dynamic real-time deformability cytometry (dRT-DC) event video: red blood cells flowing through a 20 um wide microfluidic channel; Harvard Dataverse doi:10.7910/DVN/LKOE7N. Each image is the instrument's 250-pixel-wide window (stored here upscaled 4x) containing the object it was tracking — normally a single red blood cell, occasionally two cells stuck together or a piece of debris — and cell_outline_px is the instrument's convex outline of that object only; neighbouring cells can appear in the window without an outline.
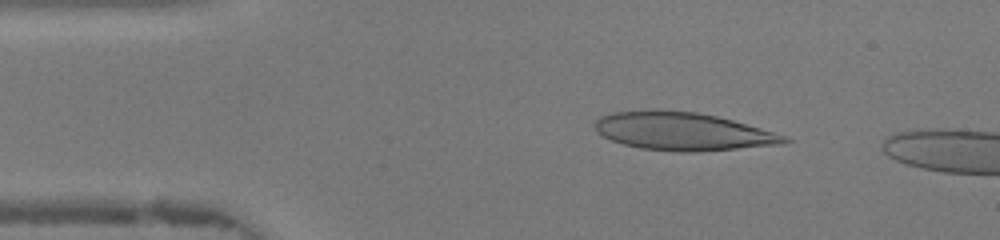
{"species": "human", "species_latin": "Homo sapiens", "temperature_condition": "warm", "stored_images_in_passage": 40, "camera_frame_rate_fps": 3000, "um_per_image_px": 0.085, "donor": {"sex": "female"}, "frame": {"image": 1, "passage_image": 4, "time_ms": 1.0, "image_size_px": [1000, 240], "cell_outline_px": [[792, 140], [780, 144], [696, 152], [680, 152], [640, 148], [624, 144], [612, 140], [596, 132], [596, 120], [600, 116], [612, 112], [696, 112], [716, 116], [732, 120], [760, 128], [784, 136]], "centroid_in_image_um": [58.03, 11.2], "position_along_channel_um": 27.0, "area_um2": 40.63}}
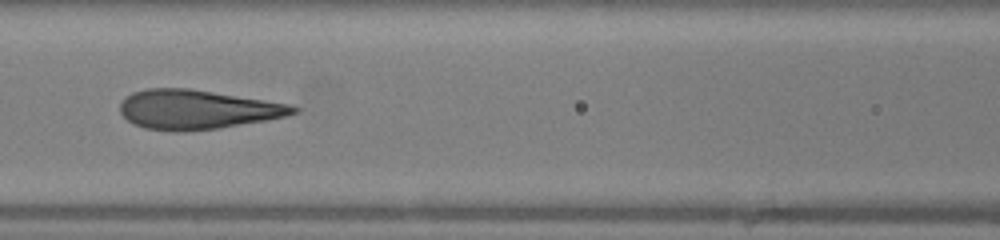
{"frame": {"image": 2, "passage_image": 16, "time_ms": 5.0, "image_size_px": [1000, 240], "cell_outline_px": [[300, 108], [296, 112], [284, 116], [268, 120], [216, 128], [180, 132], [144, 128], [128, 120], [120, 112], [120, 104], [132, 92], [144, 88], [188, 88], [288, 104]], "centroid_in_image_um": [16.72, 9.3], "position_along_channel_um": 149.9, "area_um2": 39.13}}
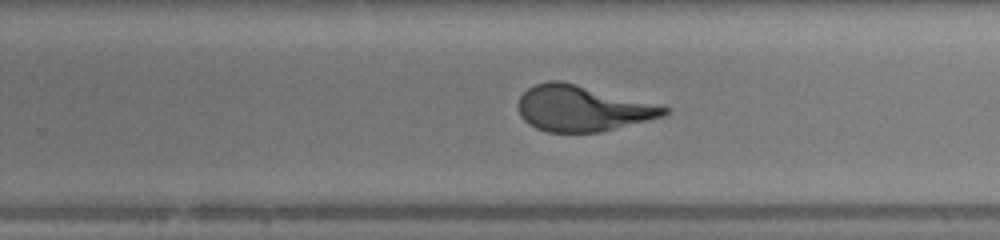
{"frame": {"image": 3, "passage_image": 25, "time_ms": 8.0, "image_size_px": [1000, 240], "cell_outline_px": [[668, 112], [664, 116], [600, 132], [548, 132], [536, 128], [528, 124], [520, 116], [516, 104], [520, 96], [528, 88], [536, 84], [548, 80], [560, 80], [668, 108]], "centroid_in_image_um": [49.39, 9.22], "position_along_channel_um": 280.4, "area_um2": 38.32}, "authors_computed_cell_mechanics": {"area_um2": 40.46, "velocity_mm_per_s": 4.3622, "shape_relaxation_time_tau1_ms": 5.5829, "shape_relaxation_time_tau2_ms": 0.6242, "deformation_change_tau1": 0.272, "deformation_change_tau2": 0.0805}}